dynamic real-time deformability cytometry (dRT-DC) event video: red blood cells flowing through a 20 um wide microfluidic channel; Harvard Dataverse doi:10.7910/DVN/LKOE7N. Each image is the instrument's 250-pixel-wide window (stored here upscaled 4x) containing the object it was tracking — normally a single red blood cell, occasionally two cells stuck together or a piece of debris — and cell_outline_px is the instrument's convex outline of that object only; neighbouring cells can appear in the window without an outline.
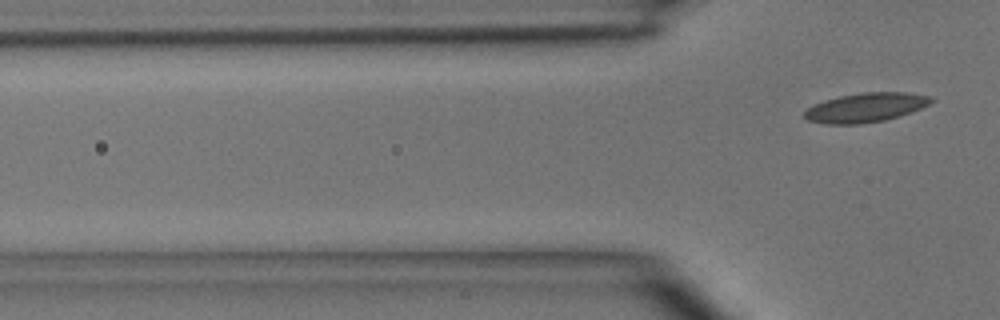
{"species": "common noctule bat (a hibernating species)", "species_latin": "Nyctalus noctula", "temperature_condition": "room temperature", "stored_images_in_passage": 5, "camera_frame_rate_fps": 3000, "um_per_image_px": 0.085, "animal": {"sex": "male", "body_mass_g": 15.6}, "frame": {"image": 1, "passage_image": 5, "time_ms": 4.667, "image_size_px": [1000, 320], "cell_outline_px": [[936, 100], [920, 108], [900, 116], [884, 120], [860, 124], [824, 124], [808, 120], [804, 116], [804, 112], [808, 108], [824, 100], [840, 96], [864, 92], [904, 92], [928, 96]], "centroid_in_image_um": [73.57, 9.14], "position_along_channel_um": 52.2, "area_um2": 21.39}}